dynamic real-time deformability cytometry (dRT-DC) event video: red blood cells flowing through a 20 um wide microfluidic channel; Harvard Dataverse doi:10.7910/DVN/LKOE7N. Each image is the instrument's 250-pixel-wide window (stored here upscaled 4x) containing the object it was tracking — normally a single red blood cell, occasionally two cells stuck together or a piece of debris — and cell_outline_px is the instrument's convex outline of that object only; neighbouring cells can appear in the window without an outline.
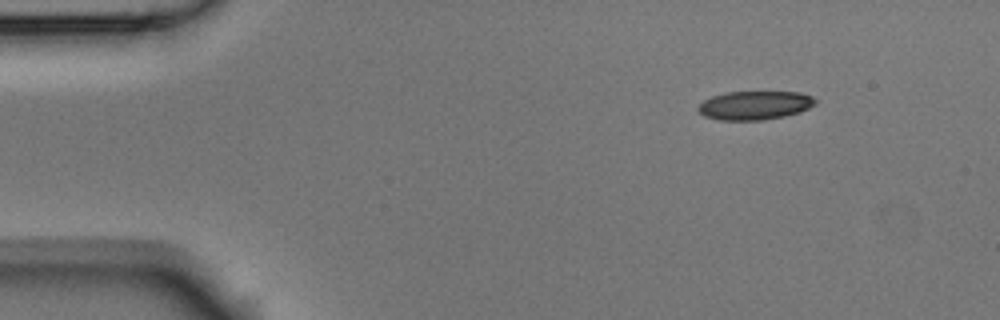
{"species": "Egyptian fruit bat (a non-hibernating species)", "species_latin": "Rousettus aegyptiacus", "temperature_condition": "room temperature", "stored_images_in_passage": 6, "camera_frame_rate_fps": 3000, "um_per_image_px": 0.085, "animal": {"sex": "male"}, "frame": {"image": 1, "passage_image": 1, "time_ms": 0.0, "image_size_px": [1000, 320], "cell_outline_px": [[820, 100], [816, 104], [800, 112], [784, 116], [764, 120], [716, 120], [704, 116], [696, 108], [704, 100], [712, 96], [724, 92], [800, 92], [812, 96]], "centroid_in_image_um": [64.18, 8.95], "position_along_channel_um": 20.8, "area_um2": 19.83}}
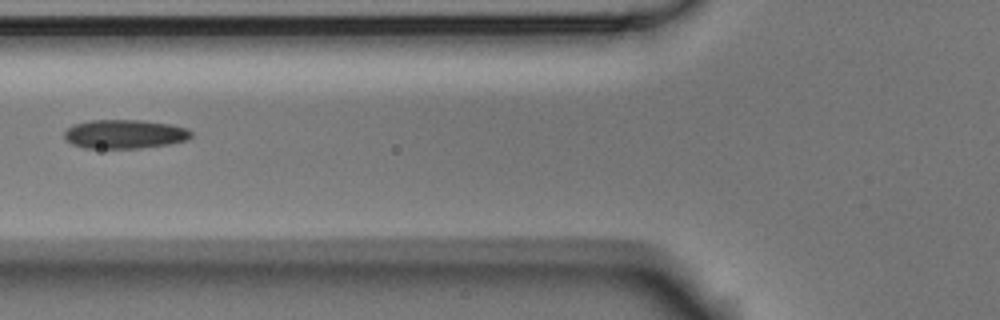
{"frame": {"image": 2, "passage_image": 5, "time_ms": 1.333, "image_size_px": [1000, 320], "cell_outline_px": [[192, 136], [188, 140], [168, 144], [140, 148], [84, 148], [72, 144], [64, 140], [64, 132], [72, 124], [92, 120], [140, 120], [168, 124], [184, 128], [192, 132]], "centroid_in_image_um": [10.55, 11.4], "position_along_channel_um": 115.3, "area_um2": 21.39}}
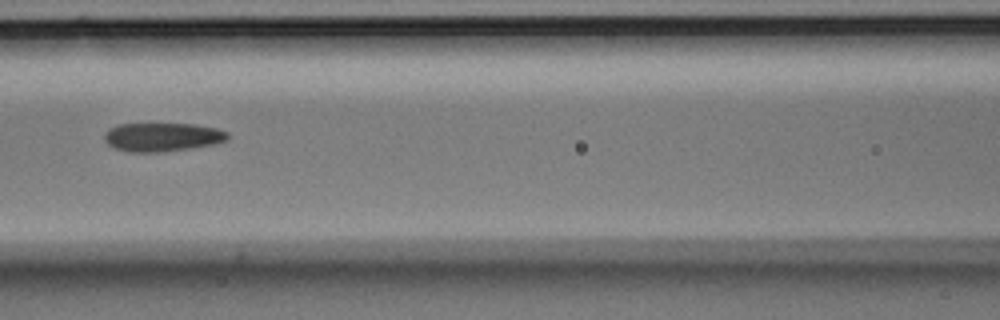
{"frame": {"image": 3, "passage_image": 6, "time_ms": 1.667, "image_size_px": [1000, 320], "cell_outline_px": [[228, 136], [224, 140], [212, 144], [192, 148], [160, 152], [128, 152], [116, 148], [108, 144], [104, 136], [108, 128], [120, 124], [196, 124], [216, 128], [228, 132]], "centroid_in_image_um": [13.78, 11.64], "position_along_channel_um": 152.8, "area_um2": 20.4}}